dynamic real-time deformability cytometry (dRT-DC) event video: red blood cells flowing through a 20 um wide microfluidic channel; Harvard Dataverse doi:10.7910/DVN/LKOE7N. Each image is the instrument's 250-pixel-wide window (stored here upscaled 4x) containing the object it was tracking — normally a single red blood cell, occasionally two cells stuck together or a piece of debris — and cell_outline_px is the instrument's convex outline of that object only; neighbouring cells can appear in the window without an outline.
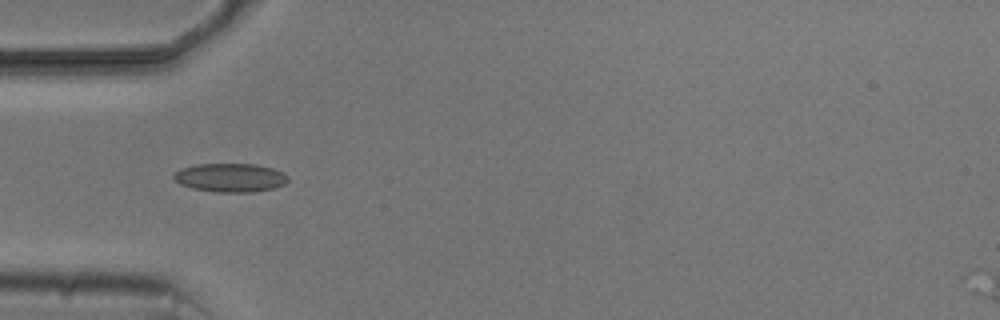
{"species": "common noctule bat (a hibernating species)", "species_latin": "Nyctalus noctula", "temperature_condition": "cold", "stored_images_in_passage": 7, "camera_frame_rate_fps": 3000, "um_per_image_px": 0.085, "animal": {"sex": "male", "body_mass_g": 20.5, "forearm_length_mm": 52.5}, "frame": {"image": 1, "passage_image": 5, "time_ms": 6.0, "image_size_px": [1000, 320], "cell_outline_px": [[288, 180], [284, 184], [276, 188], [252, 192], [216, 192], [192, 188], [180, 184], [172, 176], [180, 168], [196, 164], [256, 164], [272, 168], [284, 172], [288, 176]], "centroid_in_image_um": [19.59, 15.1], "position_along_channel_um": 65.4, "area_um2": 19.19}}
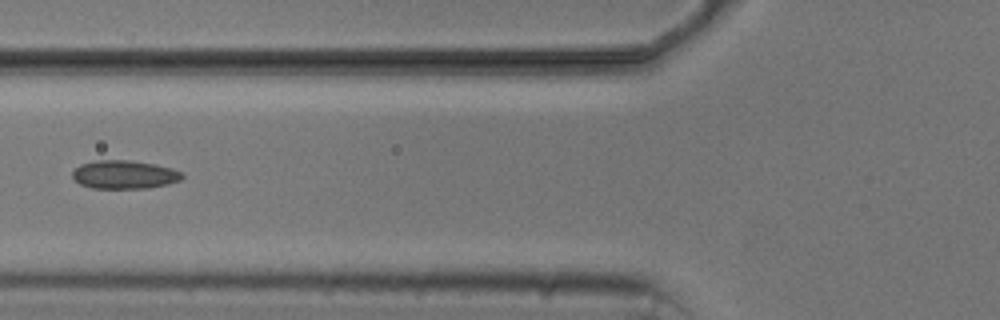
{"frame": {"image": 2, "passage_image": 6, "time_ms": 7.333, "image_size_px": [1000, 320], "cell_outline_px": [[184, 176], [180, 180], [168, 184], [148, 188], [92, 188], [80, 184], [72, 176], [72, 172], [80, 164], [96, 160], [128, 160], [156, 164], [172, 168], [180, 172]], "centroid_in_image_um": [10.57, 14.83], "position_along_channel_um": 115.2, "area_um2": 18.15}}
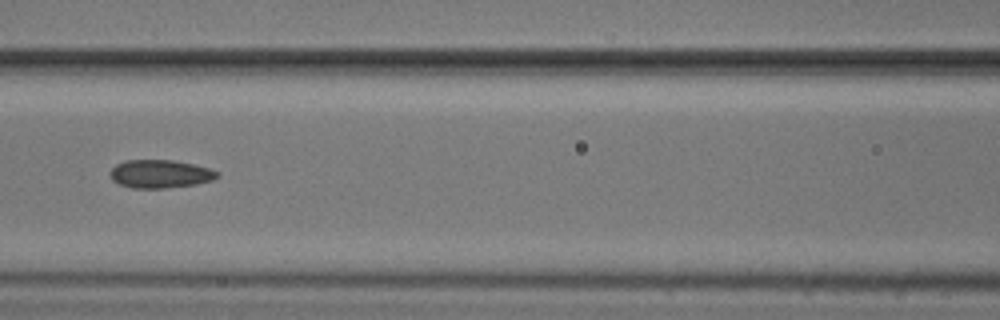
{"frame": {"image": 3, "passage_image": 7, "time_ms": 8.333, "image_size_px": [1000, 320], "cell_outline_px": [[220, 176], [212, 180], [196, 184], [168, 188], [132, 188], [120, 184], [112, 180], [108, 172], [116, 164], [124, 160], [172, 160], [192, 164], [208, 168], [220, 172]], "centroid_in_image_um": [13.6, 14.78], "position_along_channel_um": 153.0, "area_um2": 17.69}}